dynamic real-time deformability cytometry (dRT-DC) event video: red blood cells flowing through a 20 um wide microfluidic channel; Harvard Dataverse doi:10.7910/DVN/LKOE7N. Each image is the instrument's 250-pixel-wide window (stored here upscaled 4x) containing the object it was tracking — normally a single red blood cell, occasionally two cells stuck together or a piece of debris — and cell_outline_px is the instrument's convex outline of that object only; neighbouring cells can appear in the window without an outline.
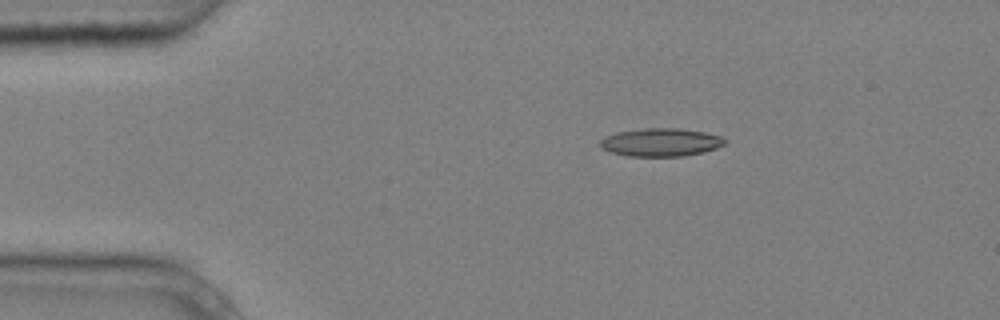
{"species": "common noctule bat (a hibernating species)", "species_latin": "Nyctalus noctula", "temperature_condition": "cold", "stored_images_in_passage": 3, "camera_frame_rate_fps": 3000, "um_per_image_px": 0.085, "animal": {"sex": "male", "body_mass_g": 20.4}, "frame": {"image": 1, "passage_image": 1, "time_ms": 0.0, "image_size_px": [1000, 320], "cell_outline_px": [[728, 140], [724, 144], [716, 148], [704, 152], [680, 156], [628, 156], [608, 152], [600, 148], [600, 140], [604, 136], [616, 132], [644, 128], [680, 128], [704, 132], [720, 136]], "centroid_in_image_um": [56.13, 12.09], "position_along_channel_um": 28.9, "area_um2": 20.58}}